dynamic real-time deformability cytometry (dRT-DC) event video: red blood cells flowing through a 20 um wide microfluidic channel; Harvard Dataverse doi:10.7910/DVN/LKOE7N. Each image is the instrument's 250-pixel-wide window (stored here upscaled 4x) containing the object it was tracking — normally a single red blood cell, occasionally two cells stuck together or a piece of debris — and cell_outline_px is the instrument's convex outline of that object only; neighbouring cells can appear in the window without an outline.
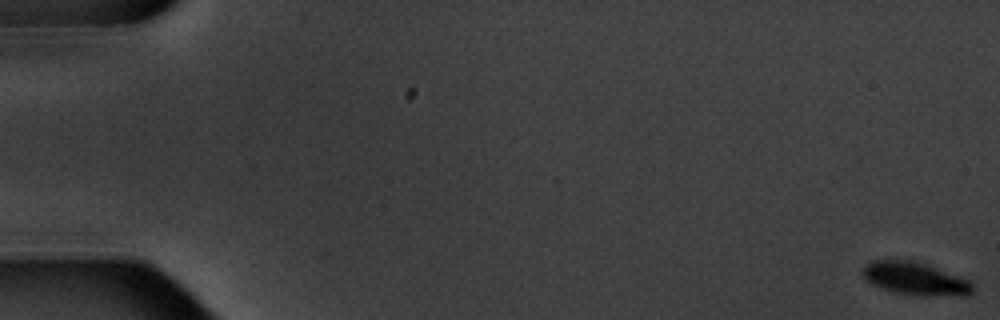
{"species": "common noctule bat (a hibernating species)", "species_latin": "Nyctalus noctula", "temperature_condition": "warm", "stored_images_in_passage": 12, "camera_frame_rate_fps": 3000, "um_per_image_px": 0.085, "animal": {"sex": "male", "body_mass_g": 20.1, "forearm_length_mm": 53.5}, "frame": {"image": 1, "passage_image": 1, "time_ms": 0.0, "image_size_px": [1000, 320], "cell_outline_px": [[972, 292], [968, 296], [920, 296], [896, 292], [872, 284], [860, 272], [864, 264], [868, 260], [912, 260], [936, 268], [968, 280], [972, 284]], "centroid_in_image_um": [77.76, 23.69], "position_along_channel_um": 7.2, "area_um2": 20.92}}
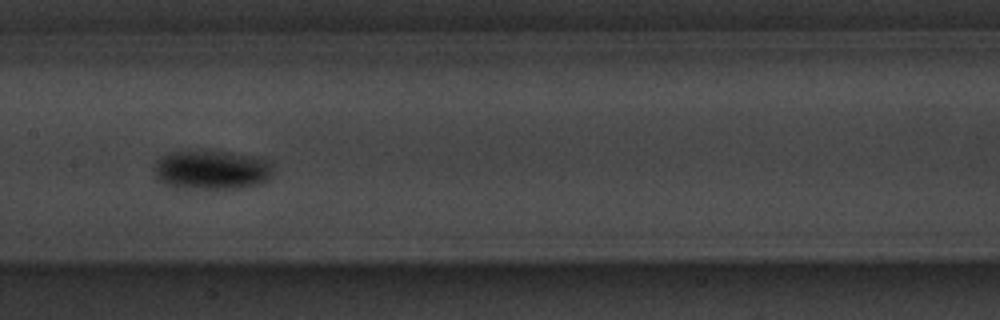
{"frame": {"image": 2, "passage_image": 9, "time_ms": 10.0, "image_size_px": [1000, 320], "cell_outline_px": [[272, 176], [264, 184], [240, 188], [180, 188], [164, 184], [156, 180], [156, 160], [160, 156], [172, 152], [232, 152], [256, 156], [272, 164]], "centroid_in_image_um": [18.03, 14.46], "position_along_channel_um": 189.4, "area_um2": 27.17}}
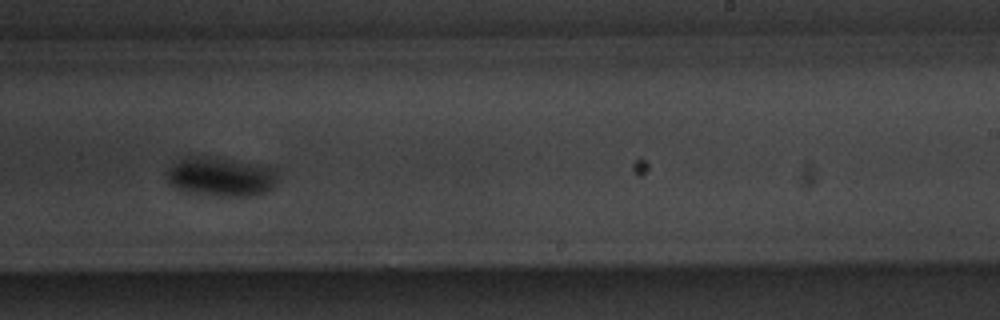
{"frame": {"image": 3, "passage_image": 11, "time_ms": 12.333, "image_size_px": [1000, 320], "cell_outline_px": [[276, 184], [272, 188], [256, 196], [220, 196], [184, 192], [176, 188], [168, 180], [164, 172], [172, 164], [184, 156], [216, 156], [276, 168]], "centroid_in_image_um": [18.74, 15.01], "position_along_channel_um": 270.3, "area_um2": 25.84}}